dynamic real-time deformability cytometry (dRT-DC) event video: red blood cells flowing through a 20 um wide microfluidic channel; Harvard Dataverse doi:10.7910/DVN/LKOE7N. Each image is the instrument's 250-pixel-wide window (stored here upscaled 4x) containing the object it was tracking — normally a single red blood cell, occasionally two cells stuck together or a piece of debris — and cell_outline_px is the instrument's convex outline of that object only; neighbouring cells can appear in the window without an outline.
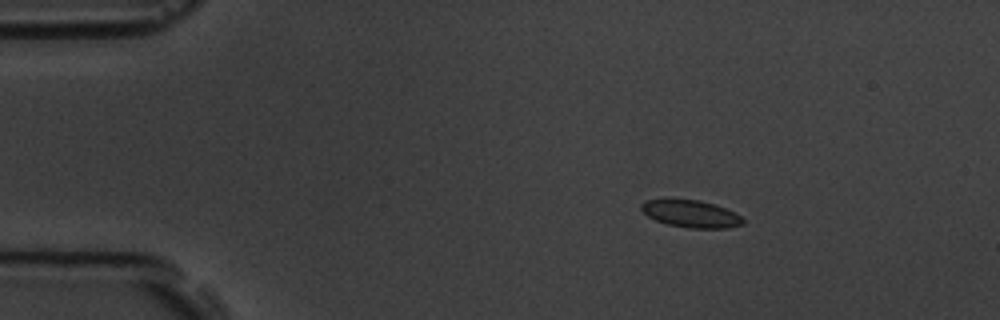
{"species": "common noctule bat (a hibernating species)", "species_latin": "Nyctalus noctula", "temperature_condition": "room temperature", "stored_images_in_passage": 14, "camera_frame_rate_fps": 3000, "um_per_image_px": 0.085, "animal": {"sex": "male", "body_mass_g": 19.5, "forearm_length_mm": 54.6}, "frame": {"image": 1, "passage_image": 2, "time_ms": 1.333, "image_size_px": [1000, 320], "cell_outline_px": [[744, 224], [728, 228], [688, 228], [668, 224], [656, 220], [648, 216], [640, 208], [640, 204], [644, 200], [700, 200], [736, 212], [744, 220]], "centroid_in_image_um": [58.75, 18.18], "position_along_channel_um": 26.3, "area_um2": 15.95}}
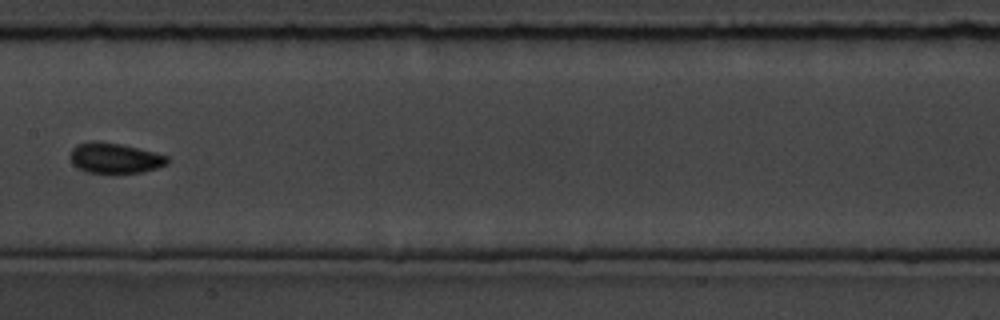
{"frame": {"image": 2, "passage_image": 7, "time_ms": 8.0, "image_size_px": [1000, 320], "cell_outline_px": [[168, 164], [144, 172], [116, 176], [88, 172], [72, 164], [72, 148], [76, 144], [92, 140], [120, 144], [168, 156]], "centroid_in_image_um": [9.76, 13.48], "position_along_channel_um": 197.6, "area_um2": 17.57}}
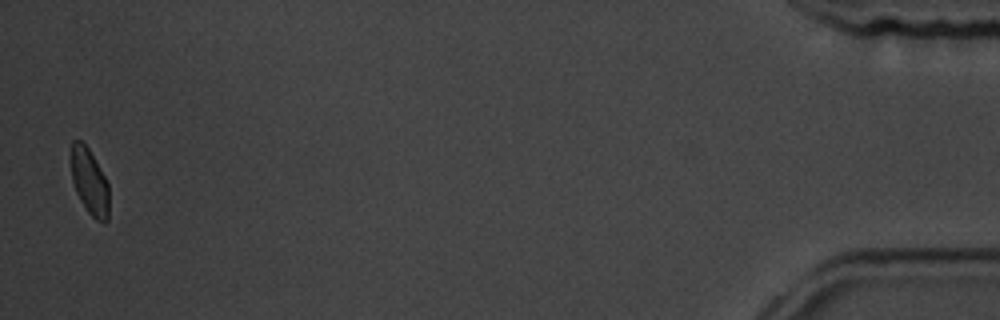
{"frame": {"image": 3, "passage_image": 14, "time_ms": 17.0, "image_size_px": [1000, 320], "cell_outline_px": [[108, 220], [104, 224], [96, 220], [88, 212], [80, 200], [76, 192], [72, 180], [72, 140], [80, 140], [88, 148], [104, 176], [108, 184]], "centroid_in_image_um": [7.62, 15.49], "position_along_channel_um": 427.6, "area_um2": 14.33}, "authors_computed_cell_mechanics": {"area_um2": 16.0973, "velocity_mm_per_s": 3.5781, "shape_relaxation_time_tau1_ms": 1.5561, "shape_relaxation_time_tau2_ms": null, "deformation_change_tau1": 0.055, "deformation_change_tau2": null}}